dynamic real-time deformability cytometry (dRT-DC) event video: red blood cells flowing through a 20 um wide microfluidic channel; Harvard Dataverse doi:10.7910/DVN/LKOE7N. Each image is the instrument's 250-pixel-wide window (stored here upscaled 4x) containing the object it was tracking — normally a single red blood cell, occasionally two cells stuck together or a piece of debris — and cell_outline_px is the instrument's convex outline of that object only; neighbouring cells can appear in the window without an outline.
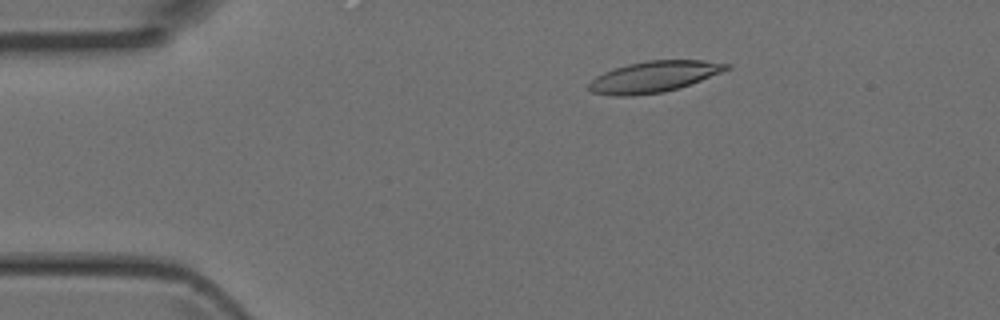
{"species": "Egyptian fruit bat (a non-hibernating species)", "species_latin": "Rousettus aegyptiacus", "temperature_condition": "room temperature", "stored_images_in_passage": 48, "camera_frame_rate_fps": 3000, "um_per_image_px": 0.085, "animal": {"sex": "female"}, "frame": {"image": 1, "passage_image": 7, "time_ms": 2.0, "image_size_px": [1000, 320], "cell_outline_px": [[732, 68], [680, 88], [664, 92], [632, 96], [616, 96], [592, 92], [588, 88], [588, 84], [596, 76], [604, 72], [628, 64], [648, 60], [704, 60], [732, 64]], "centroid_in_image_um": [55.61, 6.52], "position_along_channel_um": 29.4, "area_um2": 24.97}}
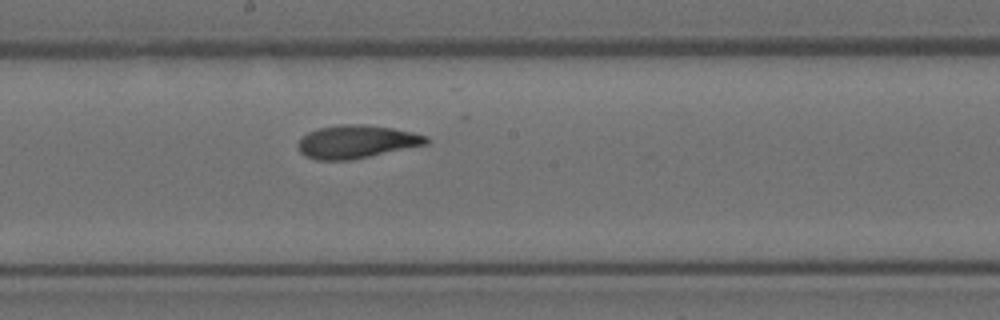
{"frame": {"image": 2, "passage_image": 25, "time_ms": 8.0, "image_size_px": [1000, 320], "cell_outline_px": [[432, 140], [428, 144], [348, 160], [316, 160], [304, 156], [300, 152], [296, 144], [308, 132], [320, 128], [340, 124], [364, 124], [392, 128], [412, 132], [428, 136]], "centroid_in_image_um": [30.31, 12.04], "position_along_channel_um": 217.9, "area_um2": 24.68}}
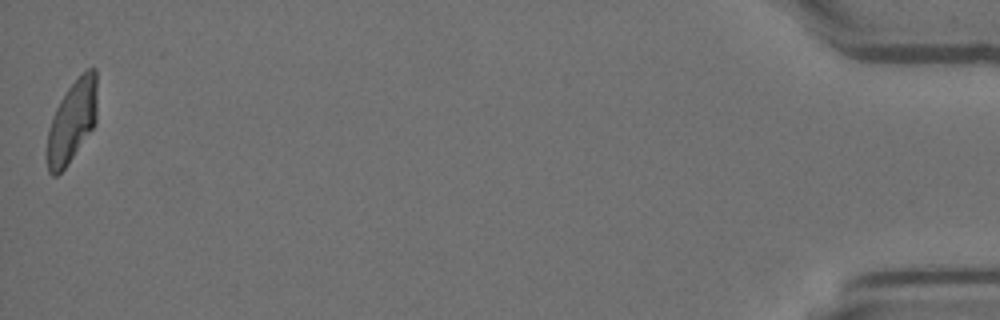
{"frame": {"image": 3, "passage_image": 48, "time_ms": 15.667, "image_size_px": [1000, 320], "cell_outline_px": [[96, 124], [64, 168], [56, 176], [52, 176], [48, 172], [48, 132], [52, 116], [60, 100], [68, 88], [88, 68], [96, 68]], "centroid_in_image_um": [6.13, 10.31], "position_along_channel_um": 429.1, "area_um2": 23.35}}